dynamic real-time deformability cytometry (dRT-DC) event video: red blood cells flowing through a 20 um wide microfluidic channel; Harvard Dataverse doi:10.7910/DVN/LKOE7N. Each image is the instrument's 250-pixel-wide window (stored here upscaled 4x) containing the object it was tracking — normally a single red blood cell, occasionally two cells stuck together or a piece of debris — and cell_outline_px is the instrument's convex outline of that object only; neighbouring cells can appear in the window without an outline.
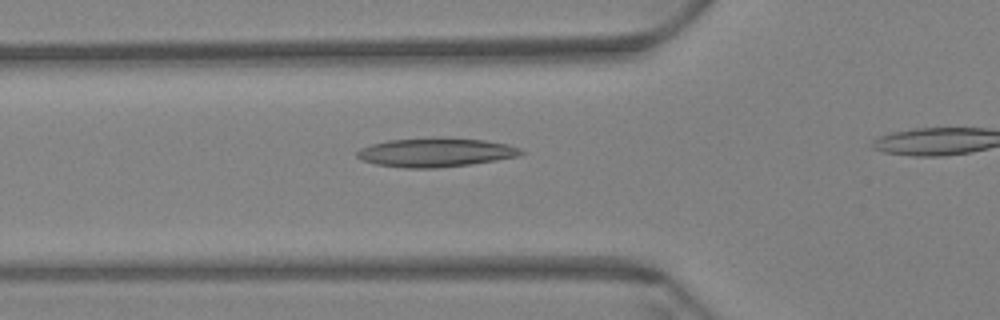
{"species": "Egyptian fruit bat (a non-hibernating species)", "species_latin": "Rousettus aegyptiacus", "temperature_condition": "warm", "stored_images_in_passage": 29, "camera_frame_rate_fps": 3000, "um_per_image_px": 0.085, "animal": {"sex": "female"}, "frame": {"image": 1, "passage_image": 2, "time_ms": 0.333, "image_size_px": [1000, 320], "cell_outline_px": [[524, 152], [520, 156], [496, 160], [468, 164], [436, 168], [408, 168], [376, 164], [364, 160], [356, 156], [356, 152], [360, 148], [372, 144], [388, 140], [440, 136], [484, 140], [508, 144], [520, 148]], "centroid_in_image_um": [37.05, 12.93], "position_along_channel_um": 88.8, "area_um2": 27.8}}
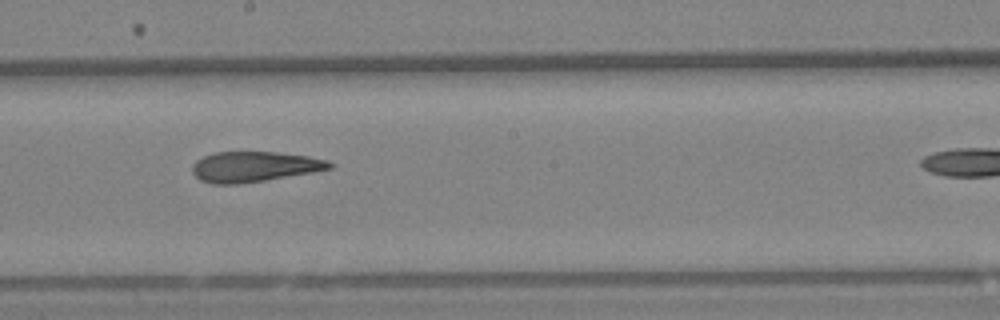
{"frame": {"image": 2, "passage_image": 14, "time_ms": 4.333, "image_size_px": [1000, 320], "cell_outline_px": [[332, 168], [312, 172], [264, 180], [236, 184], [212, 184], [200, 180], [192, 172], [192, 164], [196, 160], [204, 156], [216, 152], [276, 152], [308, 156], [328, 160], [332, 164]], "centroid_in_image_um": [21.58, 14.16], "position_along_channel_um": 226.6, "area_um2": 24.1}}
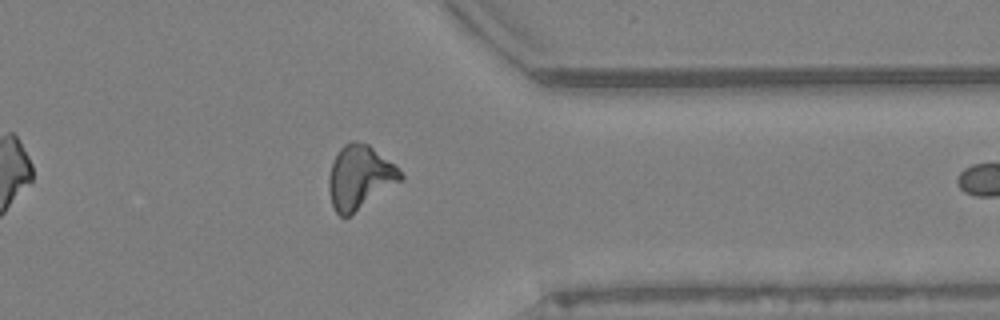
{"frame": {"image": 3, "passage_image": 28, "time_ms": 9.0, "image_size_px": [1000, 320], "cell_outline_px": [[404, 180], [348, 216], [340, 216], [336, 212], [332, 204], [328, 188], [328, 176], [332, 164], [340, 148], [344, 144], [352, 140], [356, 140], [368, 144], [392, 164], [404, 176]], "centroid_in_image_um": [30.56, 15.07], "position_along_channel_um": 380.8, "area_um2": 26.3}}